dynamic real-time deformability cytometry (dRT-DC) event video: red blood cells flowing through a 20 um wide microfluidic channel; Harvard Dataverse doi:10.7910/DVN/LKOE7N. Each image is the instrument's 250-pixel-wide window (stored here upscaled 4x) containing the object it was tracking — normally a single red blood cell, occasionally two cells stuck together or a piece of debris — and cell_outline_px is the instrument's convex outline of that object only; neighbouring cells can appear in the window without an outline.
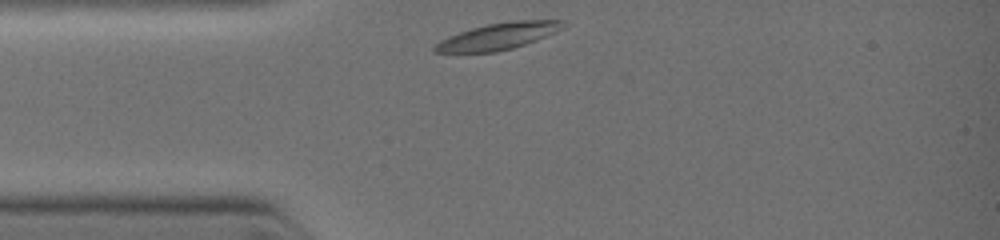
{"species": "common noctule bat (a hibernating species)", "species_latin": "Nyctalus noctula", "temperature_condition": "warm", "stored_images_in_passage": 7, "segment_of_instrument_passage": [1, 2], "camera_frame_rate_fps": 3000, "um_per_image_px": 0.085, "animal": {"sex": "female", "body_mass_g": 19.0, "forearm_length_mm": 51.5}, "frame": {"image": 1, "passage_image": 1, "time_ms": 0.0, "image_size_px": [1000, 240], "cell_outline_px": [[248, 204], [156, 204], [100, 200], [100, 196], [112, 192], [156, 192], [236, 196], [244, 200]], "centroid_in_image_um": [14.55, 16.86], "position_along_channel_um": 70.4, "area_um2": 10.06}}